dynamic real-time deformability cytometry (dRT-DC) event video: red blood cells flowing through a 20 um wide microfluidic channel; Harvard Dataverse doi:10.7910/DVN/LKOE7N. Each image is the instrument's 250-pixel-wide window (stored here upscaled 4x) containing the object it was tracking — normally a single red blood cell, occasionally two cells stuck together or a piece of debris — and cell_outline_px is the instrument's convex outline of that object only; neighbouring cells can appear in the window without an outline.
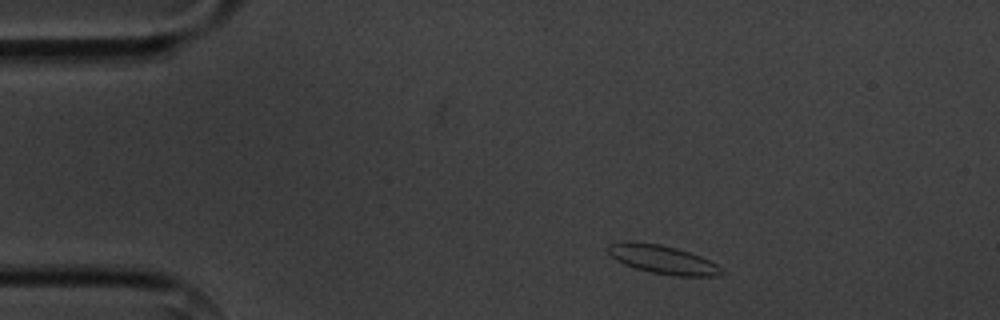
{"species": "common noctule bat (a hibernating species)", "species_latin": "Nyctalus noctula", "temperature_condition": "cold", "stored_images_in_passage": 4, "camera_frame_rate_fps": 3000, "um_per_image_px": 0.085, "animal": {"sex": "male", "body_mass_g": 20.1, "forearm_length_mm": 53.5}, "frame": {"image": 1, "passage_image": 1, "time_ms": 0.0, "image_size_px": [1000, 320], "cell_outline_px": [[724, 272], [712, 276], [676, 276], [652, 272], [636, 268], [624, 264], [616, 260], [608, 252], [608, 244], [624, 240], [628, 240], [660, 244], [676, 248], [700, 256], [724, 268]], "centroid_in_image_um": [56.29, 22.04], "position_along_channel_um": 28.7, "area_um2": 18.84}}